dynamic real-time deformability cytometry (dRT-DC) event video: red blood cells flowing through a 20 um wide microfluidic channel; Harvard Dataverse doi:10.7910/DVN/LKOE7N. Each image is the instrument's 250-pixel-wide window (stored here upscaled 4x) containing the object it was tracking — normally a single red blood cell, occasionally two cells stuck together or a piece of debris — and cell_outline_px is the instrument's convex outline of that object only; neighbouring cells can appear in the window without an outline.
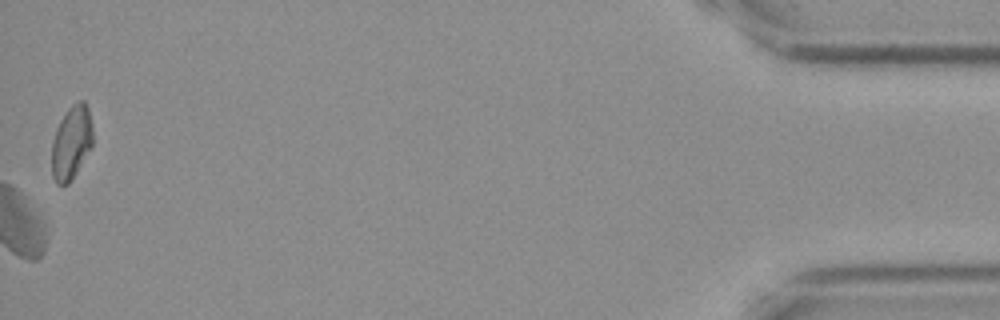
{"species": "Egyptian fruit bat (a non-hibernating species)", "species_latin": "Rousettus aegyptiacus", "temperature_condition": "cold", "stored_images_in_passage": 59, "camera_frame_rate_fps": 3000, "um_per_image_px": 0.085, "frame": {"image": 1, "passage_image": 59, "time_ms": 19.333, "image_size_px": [1000, 320], "cell_outline_px": [[92, 144], [72, 180], [68, 184], [56, 184], [52, 176], [52, 140], [56, 128], [60, 120], [68, 108], [72, 104], [80, 100], [84, 100], [88, 108], [92, 124]], "centroid_in_image_um": [6.05, 12.1], "position_along_channel_um": 429.1, "area_um2": 17.57}, "authors_computed_cell_mechanics": {"area_um2": 22.5998, "velocity_mm_per_s": 3.585, "shape_relaxation_time_tau1_ms": null, "shape_relaxation_time_tau2_ms": 5.3434, "deformation_change_tau1": null, "deformation_change_tau2": 0.1303}}